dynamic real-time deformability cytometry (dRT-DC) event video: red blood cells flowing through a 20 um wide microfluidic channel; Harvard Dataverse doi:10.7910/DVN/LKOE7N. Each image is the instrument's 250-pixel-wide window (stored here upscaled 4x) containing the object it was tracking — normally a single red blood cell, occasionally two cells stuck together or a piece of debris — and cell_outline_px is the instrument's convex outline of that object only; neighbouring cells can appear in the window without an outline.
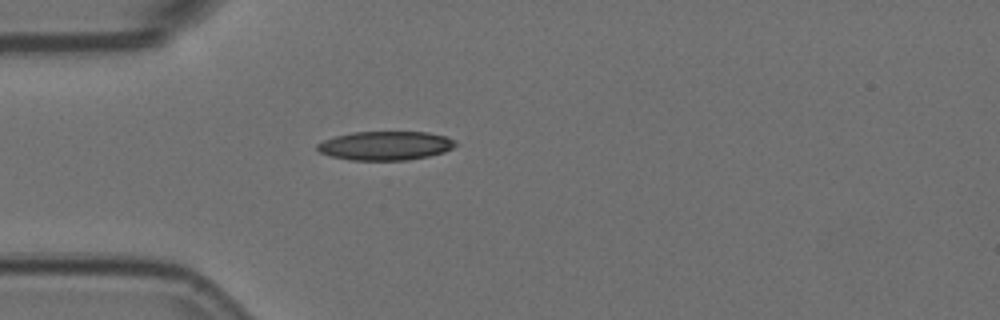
{"species": "Egyptian fruit bat (a non-hibernating species)", "species_latin": "Rousettus aegyptiacus", "temperature_condition": "room temperature", "stored_images_in_passage": 1, "camera_frame_rate_fps": 3000, "um_per_image_px": 0.085, "animal": {"sex": "female"}, "frame": {"image": 1, "passage_image": 1, "time_ms": 0.0, "image_size_px": [1000, 320], "cell_outline_px": [[456, 144], [452, 148], [444, 152], [428, 156], [408, 160], [352, 160], [332, 156], [320, 152], [316, 148], [316, 144], [324, 140], [336, 136], [352, 132], [428, 132], [448, 136], [456, 140]], "centroid_in_image_um": [32.79, 12.37], "position_along_channel_um": 52.2, "area_um2": 23.29}}